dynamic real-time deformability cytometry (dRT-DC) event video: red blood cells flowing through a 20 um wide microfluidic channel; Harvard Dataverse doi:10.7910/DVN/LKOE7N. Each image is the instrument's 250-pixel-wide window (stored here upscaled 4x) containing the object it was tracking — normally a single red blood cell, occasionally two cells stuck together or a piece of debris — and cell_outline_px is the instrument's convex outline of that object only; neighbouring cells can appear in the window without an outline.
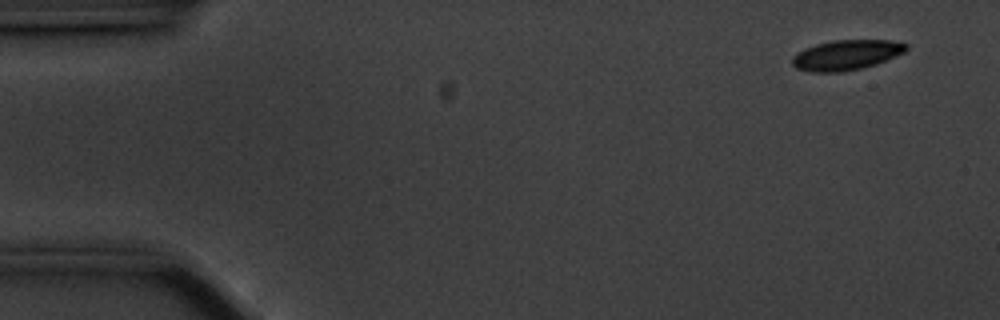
{"species": "common noctule bat (a hibernating species)", "species_latin": "Nyctalus noctula", "temperature_condition": "cold", "stored_images_in_passage": 54, "camera_frame_rate_fps": 3000, "um_per_image_px": 0.085, "animal": {"sex": "male", "body_mass_g": 20.1, "forearm_length_mm": 53.5}, "frame": {"image": 1, "passage_image": 1, "time_ms": 0.0, "image_size_px": [1000, 320], "cell_outline_px": [[908, 48], [904, 52], [876, 64], [860, 68], [840, 72], [812, 72], [796, 68], [792, 64], [792, 56], [796, 52], [804, 48], [816, 44], [832, 40], [892, 40], [908, 44]], "centroid_in_image_um": [71.91, 4.66], "position_along_channel_um": 13.1, "area_um2": 20.0}}
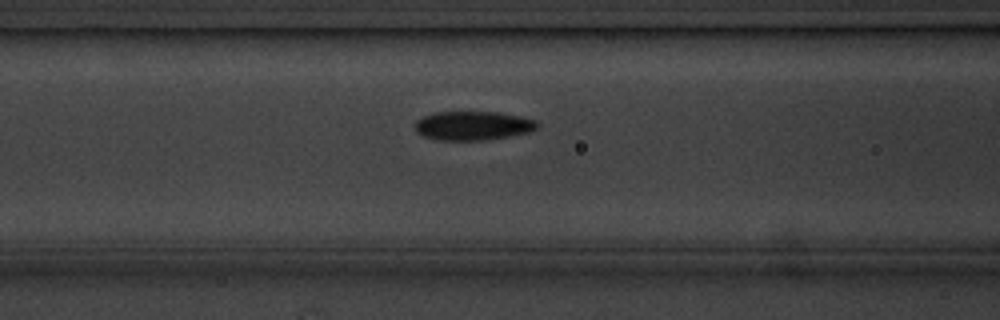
{"frame": {"image": 2, "passage_image": 20, "time_ms": 6.333, "image_size_px": [1000, 320], "cell_outline_px": [[536, 128], [528, 132], [508, 136], [480, 140], [436, 140], [424, 136], [416, 132], [412, 124], [420, 116], [432, 112], [500, 112], [520, 116], [536, 120]], "centroid_in_image_um": [40.09, 10.67], "position_along_channel_um": 126.5, "area_um2": 20.75}}
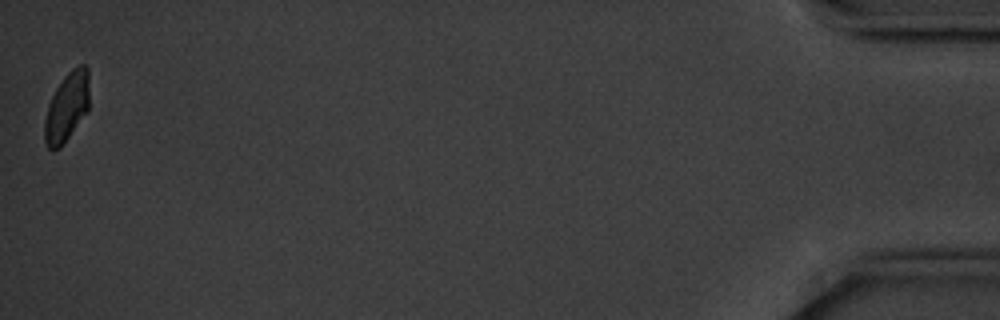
{"frame": {"image": 3, "passage_image": 54, "time_ms": 17.667, "image_size_px": [1000, 320], "cell_outline_px": [[88, 108], [60, 148], [52, 152], [48, 148], [44, 140], [44, 120], [48, 104], [56, 88], [64, 76], [72, 68], [80, 64], [84, 64], [88, 68]], "centroid_in_image_um": [5.64, 9.09], "position_along_channel_um": 429.6, "area_um2": 17.8}, "authors_computed_cell_mechanics": {"area_um2": 20.0855, "velocity_mm_per_s": 3.5127, "shape_relaxation_time_tau1_ms": 3.0639, "shape_relaxation_time_tau2_ms": null, "deformation_change_tau1": 0.0959, "deformation_change_tau2": null}}